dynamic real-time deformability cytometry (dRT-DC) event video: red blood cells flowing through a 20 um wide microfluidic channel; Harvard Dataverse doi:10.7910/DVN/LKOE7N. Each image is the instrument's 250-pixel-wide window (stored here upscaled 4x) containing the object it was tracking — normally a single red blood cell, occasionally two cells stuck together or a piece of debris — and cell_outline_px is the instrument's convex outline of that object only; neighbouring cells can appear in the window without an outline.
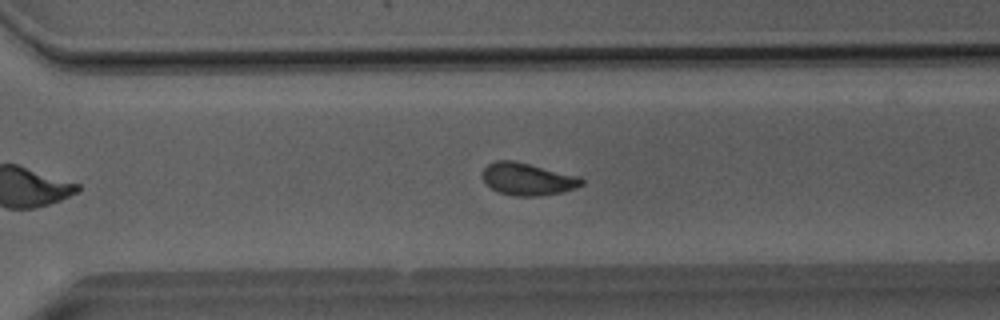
{"species": "Egyptian fruit bat (a non-hibernating species)", "species_latin": "Rousettus aegyptiacus", "temperature_condition": "room temperature", "stored_images_in_passage": 38, "camera_frame_rate_fps": 3000, "um_per_image_px": 0.085, "animal": {"sex": "male"}, "frame": {"image": 1, "passage_image": 22, "time_ms": 7.0, "image_size_px": [1000, 320], "cell_outline_px": [[584, 184], [560, 192], [536, 196], [512, 196], [496, 192], [484, 180], [484, 168], [488, 164], [496, 160], [516, 160], [580, 176], [584, 180]], "centroid_in_image_um": [44.85, 15.21], "position_along_channel_um": 325.7, "area_um2": 18.67}, "authors_computed_cell_mechanics": {"area_um2": 18.6983, "velocity_mm_per_s": 4.0436, "shape_relaxation_time_tau1_ms": 10.9288, "shape_relaxation_time_tau2_ms": 1.5885, "deformation_change_tau1": 0.206, "deformation_change_tau2": 0.0667}}